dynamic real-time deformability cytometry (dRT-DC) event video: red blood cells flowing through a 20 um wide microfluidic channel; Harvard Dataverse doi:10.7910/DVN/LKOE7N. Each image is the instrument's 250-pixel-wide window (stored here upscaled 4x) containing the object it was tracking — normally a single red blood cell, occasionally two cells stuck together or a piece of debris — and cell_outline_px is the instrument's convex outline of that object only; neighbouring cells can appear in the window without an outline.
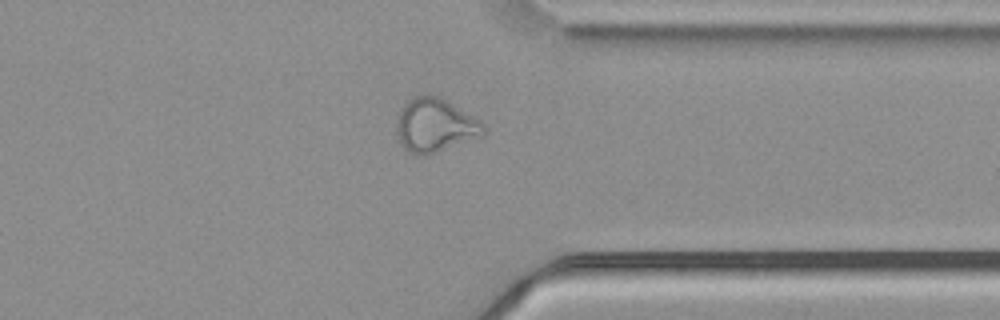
{"species": "common noctule bat (a hibernating species)", "species_latin": "Nyctalus noctula", "temperature_condition": "cold", "stored_images_in_passage": 55, "camera_frame_rate_fps": 3000, "um_per_image_px": 0.085, "animal": {"sex": "male", "body_mass_g": 21.5, "forearm_length_mm": 52.0}, "frame": {"image": 1, "passage_image": 43, "time_ms": 14.0, "image_size_px": [1000, 320], "cell_outline_px": [[488, 132], [484, 136], [432, 152], [408, 152], [404, 148], [396, 136], [396, 120], [400, 108], [408, 100], [416, 96], [428, 92], [440, 96], [480, 120], [484, 124]], "centroid_in_image_um": [36.99, 10.58], "position_along_channel_um": 374.4, "area_um2": 27.17}}
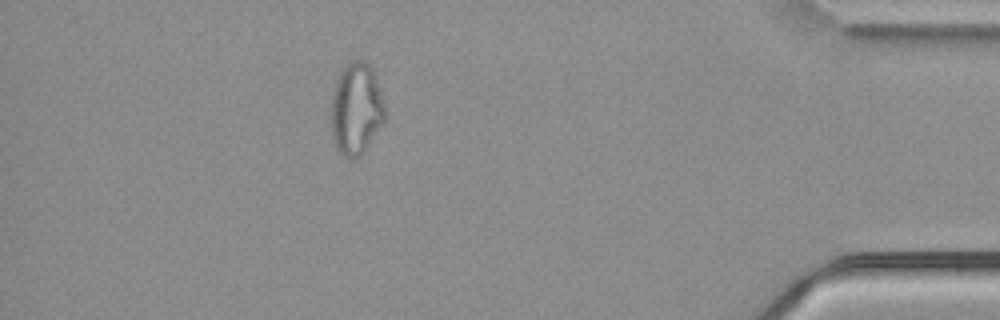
{"frame": {"image": 2, "passage_image": 49, "time_ms": 16.0, "image_size_px": [1000, 320], "cell_outline_px": [[388, 112], [384, 120], [360, 156], [348, 160], [336, 148], [332, 140], [332, 92], [336, 76], [344, 64], [352, 60], [364, 60], [372, 68], [384, 100]], "centroid_in_image_um": [30.27, 9.21], "position_along_channel_um": 404.9, "area_um2": 29.19}, "authors_computed_cell_mechanics": {"area_um2": 29.189, "velocity_mm_per_s": 3.7352, "shape_relaxation_time_tau1_ms": null, "shape_relaxation_time_tau2_ms": 1.9417, "deformation_change_tau1": null, "deformation_change_tau2": 0.0931}}